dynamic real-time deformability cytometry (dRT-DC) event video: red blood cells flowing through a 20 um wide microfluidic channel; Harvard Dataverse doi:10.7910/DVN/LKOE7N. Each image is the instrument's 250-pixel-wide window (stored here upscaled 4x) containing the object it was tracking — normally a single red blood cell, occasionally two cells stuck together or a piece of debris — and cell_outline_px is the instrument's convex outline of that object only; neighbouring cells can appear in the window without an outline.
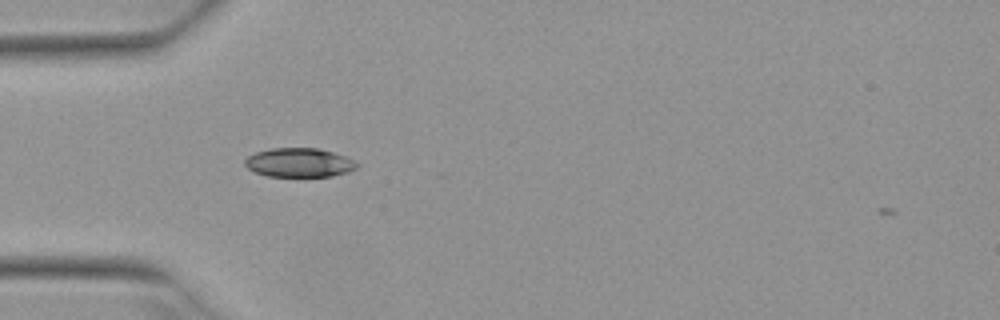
{"species": "Egyptian fruit bat (a non-hibernating species)", "species_latin": "Rousettus aegyptiacus", "temperature_condition": "warm", "stored_images_in_passage": 2, "camera_frame_rate_fps": 3000, "um_per_image_px": 0.085, "animal": {"sex": "female"}, "frame": {"image": 1, "passage_image": 1, "time_ms": 0.0, "image_size_px": [1000, 320], "cell_outline_px": [[360, 164], [356, 168], [348, 172], [332, 176], [268, 176], [256, 172], [248, 168], [244, 164], [244, 160], [248, 156], [256, 152], [272, 148], [316, 148], [332, 152], [344, 156]], "centroid_in_image_um": [25.42, 13.82], "position_along_channel_um": 59.6, "area_um2": 18.79}}
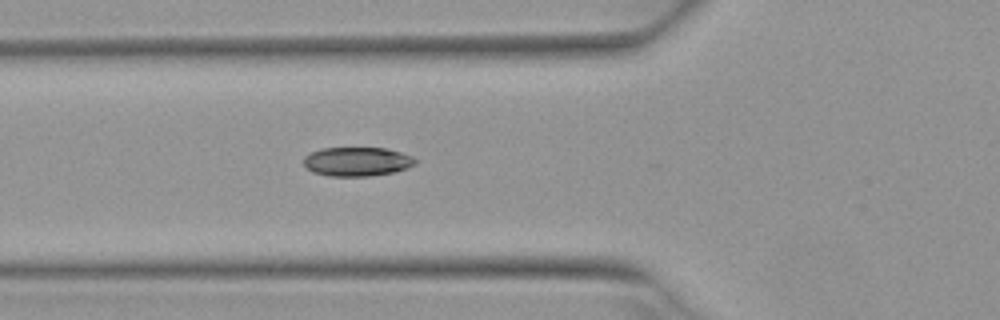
{"frame": {"image": 2, "passage_image": 2, "time_ms": 0.333, "image_size_px": [1000, 320], "cell_outline_px": [[416, 164], [408, 168], [396, 172], [368, 176], [328, 176], [312, 172], [304, 164], [304, 156], [320, 148], [384, 148], [400, 152], [412, 156], [416, 160]], "centroid_in_image_um": [30.36, 13.74], "position_along_channel_um": 95.4, "area_um2": 18.96}}